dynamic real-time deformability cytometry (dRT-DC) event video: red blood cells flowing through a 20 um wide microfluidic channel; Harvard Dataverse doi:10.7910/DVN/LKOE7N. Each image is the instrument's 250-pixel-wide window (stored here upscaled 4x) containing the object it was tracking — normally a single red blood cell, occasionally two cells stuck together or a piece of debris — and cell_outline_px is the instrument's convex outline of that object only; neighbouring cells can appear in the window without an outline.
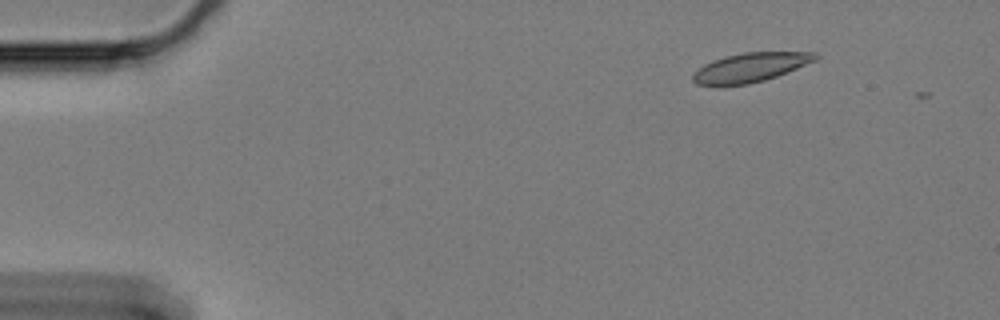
{"species": "Egyptian fruit bat (a non-hibernating species)", "species_latin": "Rousettus aegyptiacus", "temperature_condition": "cold", "stored_images_in_passage": 7, "camera_frame_rate_fps": 3000, "um_per_image_px": 0.085, "animal": {"sex": "female"}, "frame": {"image": 1, "passage_image": 1, "time_ms": 0.0, "image_size_px": [1000, 320], "cell_outline_px": [[820, 56], [816, 60], [776, 76], [764, 80], [748, 84], [696, 84], [692, 80], [692, 76], [704, 64], [712, 60], [724, 56], [744, 52], [816, 52]], "centroid_in_image_um": [63.81, 5.7], "position_along_channel_um": 21.2, "area_um2": 20.4}}